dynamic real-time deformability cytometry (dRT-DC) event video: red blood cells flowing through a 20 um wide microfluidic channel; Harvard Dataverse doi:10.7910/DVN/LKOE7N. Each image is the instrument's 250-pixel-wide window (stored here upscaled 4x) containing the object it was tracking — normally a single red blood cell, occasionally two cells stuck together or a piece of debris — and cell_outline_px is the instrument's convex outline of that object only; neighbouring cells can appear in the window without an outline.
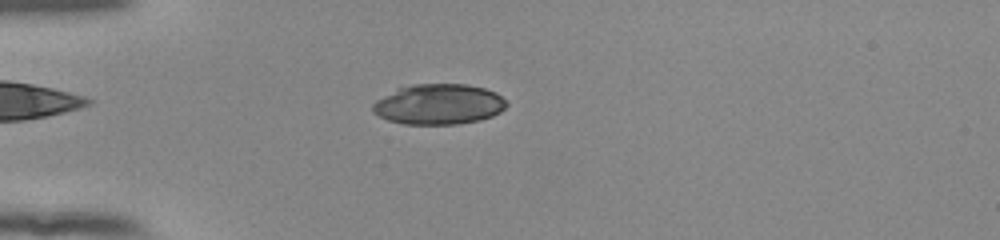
{"species": "human", "species_latin": "Homo sapiens", "temperature_condition": "room temperature", "stored_images_in_passage": 55, "camera_frame_rate_fps": 3000, "um_per_image_px": 0.085, "donor": {"sex": "female"}, "frame": {"image": 1, "passage_image": 17, "time_ms": 5.333, "image_size_px": [1000, 240], "cell_outline_px": [[508, 104], [500, 112], [492, 116], [480, 120], [460, 124], [404, 124], [388, 120], [372, 112], [372, 104], [376, 100], [396, 88], [412, 84], [468, 84], [484, 88], [496, 92]], "centroid_in_image_um": [37.28, 8.86], "position_along_channel_um": 47.7, "area_um2": 31.67}}
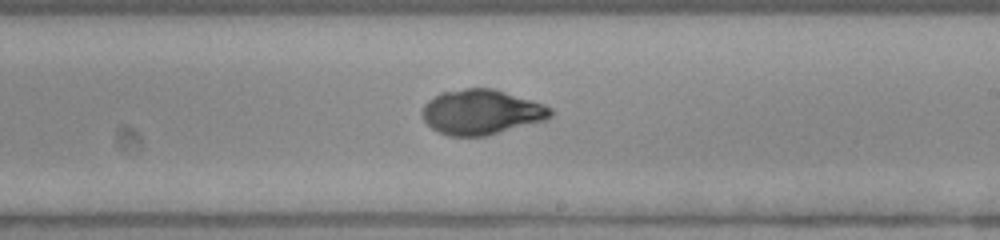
{"frame": {"image": 2, "passage_image": 34, "time_ms": 11.0, "image_size_px": [1000, 240], "cell_outline_px": [[552, 116], [548, 120], [488, 136], [448, 136], [432, 128], [420, 116], [420, 112], [424, 104], [428, 100], [440, 92], [464, 88], [492, 88], [532, 100], [544, 104], [552, 108]], "centroid_in_image_um": [40.92, 9.53], "position_along_channel_um": 248.1, "area_um2": 34.1}}
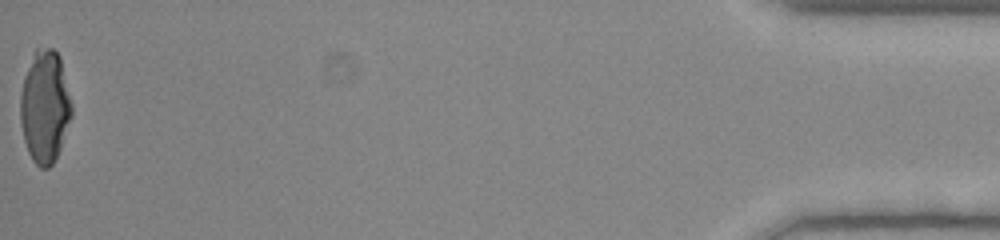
{"frame": {"image": 3, "passage_image": 55, "time_ms": 18.0, "image_size_px": [1000, 240], "cell_outline_px": [[72, 116], [60, 148], [52, 164], [48, 168], [40, 168], [32, 160], [28, 152], [24, 140], [20, 120], [20, 96], [24, 76], [36, 48], [52, 48], [60, 56], [72, 104]], "centroid_in_image_um": [3.81, 9.07], "position_along_channel_um": 431.4, "area_um2": 33.58}, "authors_computed_cell_mechanics": {"area_um2": 32.7726, "velocity_mm_per_s": 3.9203, "shape_relaxation_time_tau1_ms": 9.101, "shape_relaxation_time_tau2_ms": null, "deformation_change_tau1": 0.3197, "deformation_change_tau2": null}}